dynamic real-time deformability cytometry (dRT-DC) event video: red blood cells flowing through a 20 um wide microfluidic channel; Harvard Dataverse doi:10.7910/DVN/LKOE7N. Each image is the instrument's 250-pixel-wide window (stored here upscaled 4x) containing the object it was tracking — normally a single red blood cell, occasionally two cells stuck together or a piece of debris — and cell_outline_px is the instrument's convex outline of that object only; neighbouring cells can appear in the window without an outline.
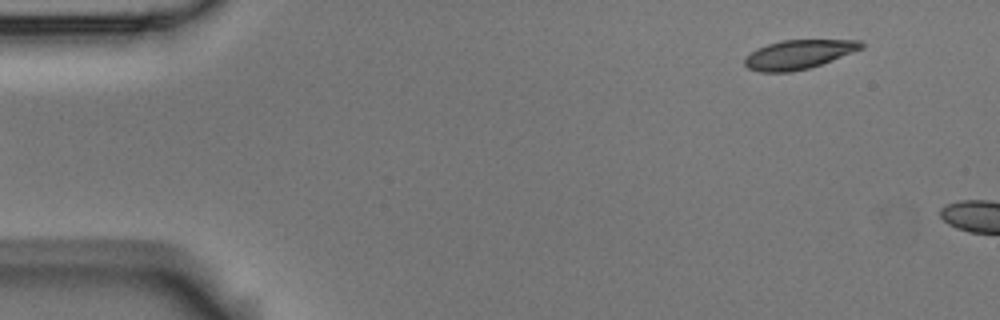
{"species": "Egyptian fruit bat (a non-hibernating species)", "species_latin": "Rousettus aegyptiacus", "temperature_condition": "room temperature", "stored_images_in_passage": 6, "segment_of_instrument_passage": [2, 2], "camera_frame_rate_fps": 3000, "um_per_image_px": 0.085, "animal": {"sex": "male"}, "frame": {"image": 1, "passage_image": 6, "time_ms": 1.667, "image_size_px": [1000, 320], "cell_outline_px": [[864, 48], [820, 64], [808, 68], [792, 72], [760, 72], [748, 68], [744, 64], [744, 56], [756, 48], [780, 40], [860, 40], [864, 44]], "centroid_in_image_um": [67.84, 4.62], "position_along_channel_um": 17.2, "area_um2": 19.77}}